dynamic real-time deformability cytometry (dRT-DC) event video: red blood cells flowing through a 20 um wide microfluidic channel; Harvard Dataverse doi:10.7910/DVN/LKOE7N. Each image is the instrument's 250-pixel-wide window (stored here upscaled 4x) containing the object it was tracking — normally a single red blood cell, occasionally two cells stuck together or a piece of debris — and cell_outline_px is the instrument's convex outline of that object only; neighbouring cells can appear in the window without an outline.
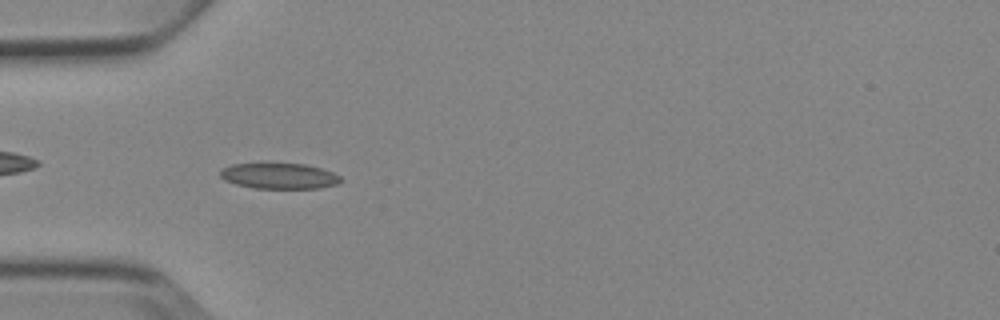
{"species": "Egyptian fruit bat (a non-hibernating species)", "species_latin": "Rousettus aegyptiacus", "temperature_condition": "cold", "stored_images_in_passage": 6, "camera_frame_rate_fps": 3000, "um_per_image_px": 0.085, "animal": {"sex": "female"}, "frame": {"image": 1, "passage_image": 5, "time_ms": 4.667, "image_size_px": [1000, 320], "cell_outline_px": [[344, 180], [336, 184], [320, 188], [252, 188], [236, 184], [224, 180], [220, 176], [220, 172], [224, 168], [232, 164], [304, 164], [320, 168], [332, 172], [340, 176]], "centroid_in_image_um": [23.75, 14.97], "position_along_channel_um": 61.3, "area_um2": 17.86}}
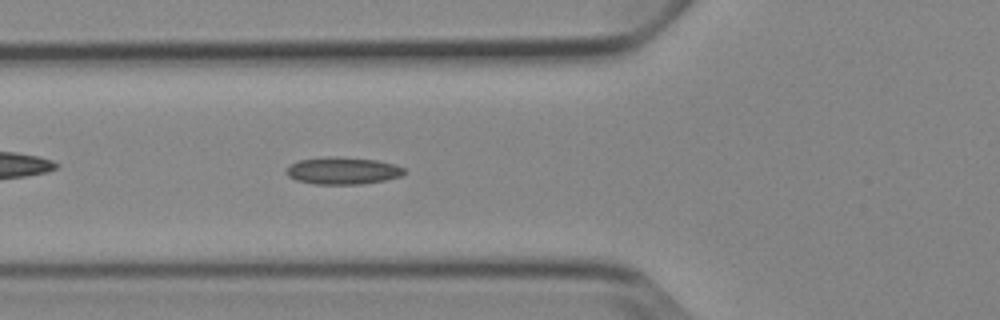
{"frame": {"image": 2, "passage_image": 6, "time_ms": 5.667, "image_size_px": [1000, 320], "cell_outline_px": [[408, 172], [400, 176], [384, 180], [360, 184], [316, 184], [296, 180], [288, 176], [284, 172], [288, 164], [300, 160], [324, 156], [336, 156], [380, 160], [396, 164], [404, 168]], "centroid_in_image_um": [29.12, 14.49], "position_along_channel_um": 96.7, "area_um2": 19.02}}